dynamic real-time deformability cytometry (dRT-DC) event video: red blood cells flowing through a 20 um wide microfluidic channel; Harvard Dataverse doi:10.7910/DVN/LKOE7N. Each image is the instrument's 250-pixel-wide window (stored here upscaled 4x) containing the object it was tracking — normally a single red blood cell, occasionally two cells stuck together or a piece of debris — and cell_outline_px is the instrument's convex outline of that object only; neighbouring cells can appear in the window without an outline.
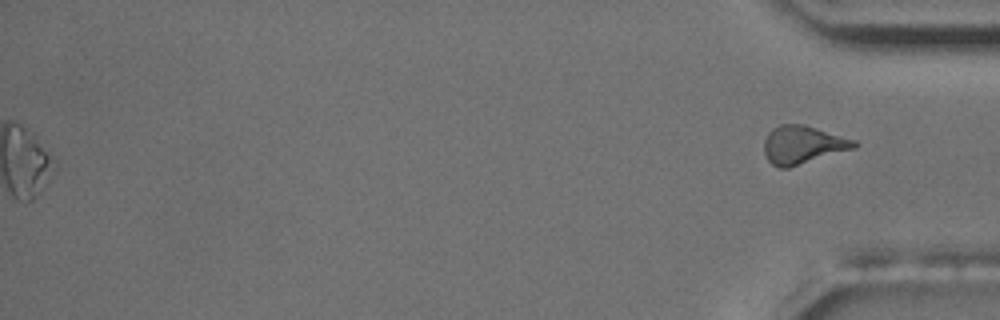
{"species": "common noctule bat (a hibernating species)", "species_latin": "Nyctalus noctula", "temperature_condition": "room temperature", "stored_images_in_passage": 56, "segment_of_instrument_passage": [2, 2], "camera_frame_rate_fps": 3000, "um_per_image_px": 0.085, "animal": {"sex": "male", "body_mass_g": 17.5, "forearm_length_mm": 52.3}, "frame": {"image": 1, "passage_image": 56, "time_ms": 18.333, "image_size_px": [1000, 320], "cell_outline_px": [[860, 144], [856, 148], [788, 168], [780, 168], [772, 164], [768, 160], [764, 152], [764, 140], [768, 132], [772, 128], [780, 124], [804, 124], [856, 140]], "centroid_in_image_um": [68.25, 12.3], "position_along_channel_um": 367.0, "area_um2": 20.17}}